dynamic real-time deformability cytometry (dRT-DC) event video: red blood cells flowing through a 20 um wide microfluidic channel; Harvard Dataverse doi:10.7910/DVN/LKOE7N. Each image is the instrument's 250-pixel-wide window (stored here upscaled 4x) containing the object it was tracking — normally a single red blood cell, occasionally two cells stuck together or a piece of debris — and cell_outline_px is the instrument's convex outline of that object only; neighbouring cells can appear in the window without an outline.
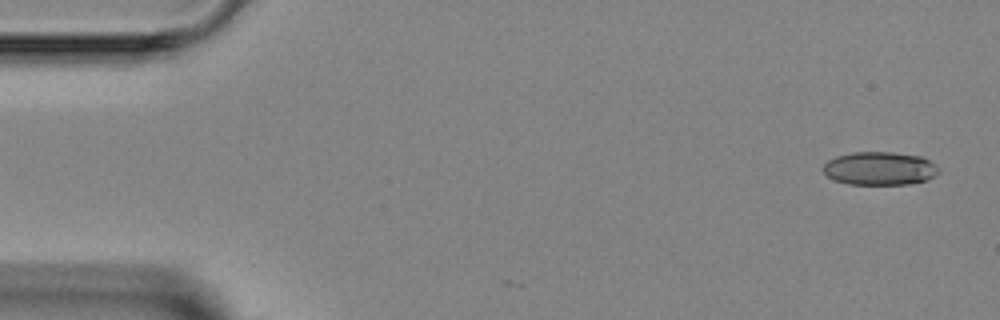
{"species": "Egyptian fruit bat (a non-hibernating species)", "species_latin": "Rousettus aegyptiacus", "temperature_condition": "room temperature", "stored_images_in_passage": 4, "camera_frame_rate_fps": 3000, "um_per_image_px": 0.085, "animal": {"sex": "female"}, "frame": {"image": 1, "passage_image": 1, "time_ms": 0.0, "image_size_px": [1000, 320], "cell_outline_px": [[940, 172], [936, 176], [928, 180], [908, 184], [848, 184], [836, 180], [828, 176], [820, 168], [828, 160], [836, 156], [852, 152], [892, 152], [920, 156], [936, 164]], "centroid_in_image_um": [74.78, 14.32], "position_along_channel_um": 10.2, "area_um2": 22.54}}
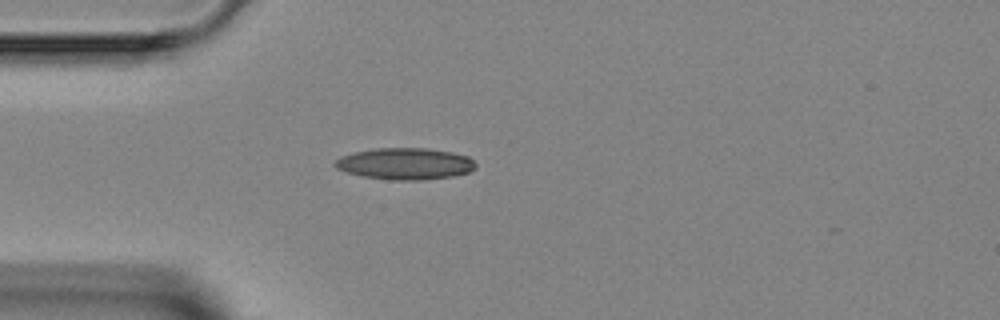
{"frame": {"image": 2, "passage_image": 4, "time_ms": 3.667, "image_size_px": [1000, 320], "cell_outline_px": [[476, 168], [468, 172], [452, 176], [420, 180], [392, 180], [364, 176], [348, 172], [336, 168], [332, 164], [340, 156], [356, 152], [376, 148], [428, 148], [452, 152], [468, 156], [476, 164]], "centroid_in_image_um": [34.44, 13.91], "position_along_channel_um": 50.6, "area_um2": 25.78}}